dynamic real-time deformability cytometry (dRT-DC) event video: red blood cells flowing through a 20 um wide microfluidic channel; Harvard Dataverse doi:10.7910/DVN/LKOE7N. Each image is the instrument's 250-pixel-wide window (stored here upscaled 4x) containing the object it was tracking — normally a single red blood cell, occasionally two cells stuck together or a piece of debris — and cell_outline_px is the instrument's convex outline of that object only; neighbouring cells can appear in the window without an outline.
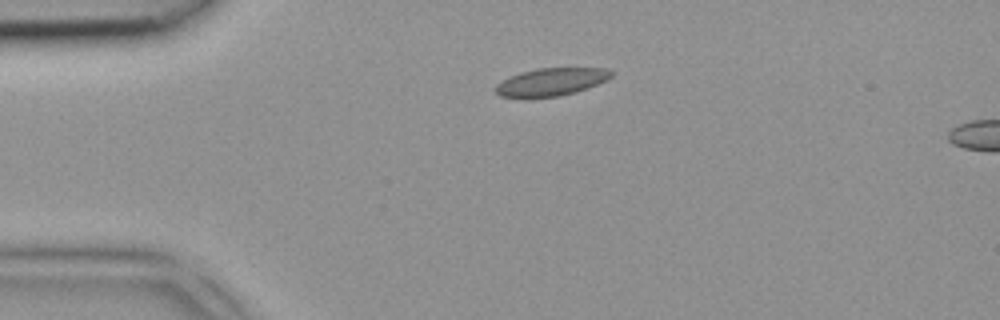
{"species": "common noctule bat (a hibernating species)", "species_latin": "Nyctalus noctula", "temperature_condition": "room temperature", "stored_images_in_passage": 2, "camera_frame_rate_fps": 3000, "um_per_image_px": 0.085, "animal": {"sex": "female", "body_mass_g": 18.4}, "frame": {"image": 1, "passage_image": 1, "time_ms": 0.0, "image_size_px": [1000, 320], "cell_outline_px": [[612, 76], [608, 80], [576, 92], [560, 96], [524, 100], [500, 96], [496, 92], [496, 84], [508, 76], [520, 72], [536, 68], [608, 68], [612, 72]], "centroid_in_image_um": [46.79, 6.99], "position_along_channel_um": 38.2, "area_um2": 19.36}}